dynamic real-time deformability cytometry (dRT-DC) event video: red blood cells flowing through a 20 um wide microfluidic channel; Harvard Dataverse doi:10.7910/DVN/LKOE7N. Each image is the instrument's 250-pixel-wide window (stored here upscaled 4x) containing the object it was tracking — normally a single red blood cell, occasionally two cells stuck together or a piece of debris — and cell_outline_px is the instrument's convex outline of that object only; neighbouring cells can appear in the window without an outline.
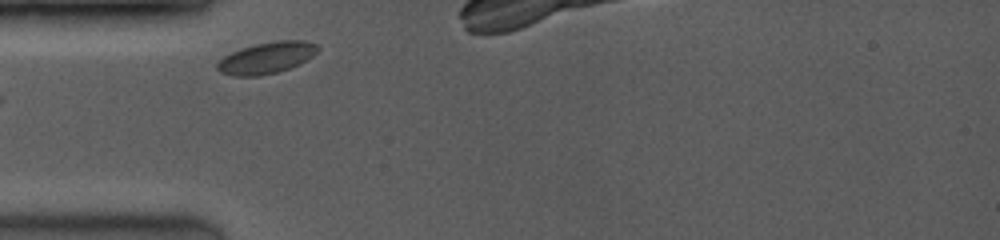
{"species": "common noctule bat (a hibernating species)", "species_latin": "Nyctalus noctula", "temperature_condition": "room temperature", "stored_images_in_passage": 5, "camera_frame_rate_fps": 3500, "um_per_image_px": 0.085, "animal": {"sex": "female", "body_mass_g": 19.0, "forearm_length_mm": 53.3}, "frame": {"image": 1, "passage_image": 1, "time_ms": 0.0, "image_size_px": [1000, 240], "cell_outline_px": [[320, 48], [312, 56], [300, 64], [276, 72], [260, 76], [232, 76], [220, 72], [216, 68], [216, 64], [224, 56], [240, 48], [256, 44], [280, 40], [304, 40], [316, 44]], "centroid_in_image_um": [22.65, 4.92], "position_along_channel_um": 62.4, "area_um2": 18.38}}